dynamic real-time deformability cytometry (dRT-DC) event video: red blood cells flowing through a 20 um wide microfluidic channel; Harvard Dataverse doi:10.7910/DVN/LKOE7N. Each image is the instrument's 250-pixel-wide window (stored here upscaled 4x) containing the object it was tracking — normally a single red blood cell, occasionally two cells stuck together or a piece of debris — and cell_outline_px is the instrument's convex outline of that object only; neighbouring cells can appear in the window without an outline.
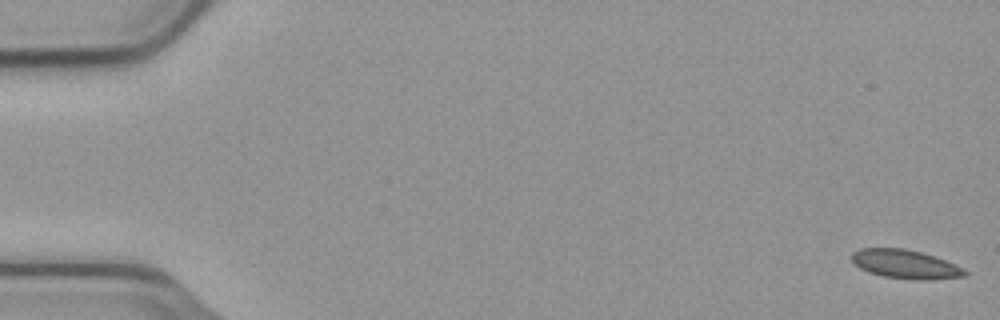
{"species": "common noctule bat (a hibernating species)", "species_latin": "Nyctalus noctula", "temperature_condition": "cold", "stored_images_in_passage": 8, "camera_frame_rate_fps": 3000, "um_per_image_px": 0.085, "animal": {"sex": "male", "body_mass_g": 23.1, "forearm_length_mm": 52.7}, "frame": {"image": 1, "passage_image": 1, "time_ms": 0.0, "image_size_px": [1000, 320], "cell_outline_px": [[968, 276], [928, 280], [916, 280], [884, 276], [868, 272], [860, 268], [852, 260], [852, 252], [860, 248], [904, 248], [920, 252], [944, 260], [964, 268], [968, 272]], "centroid_in_image_um": [76.97, 22.46], "position_along_channel_um": 8.0, "area_um2": 18.9}}